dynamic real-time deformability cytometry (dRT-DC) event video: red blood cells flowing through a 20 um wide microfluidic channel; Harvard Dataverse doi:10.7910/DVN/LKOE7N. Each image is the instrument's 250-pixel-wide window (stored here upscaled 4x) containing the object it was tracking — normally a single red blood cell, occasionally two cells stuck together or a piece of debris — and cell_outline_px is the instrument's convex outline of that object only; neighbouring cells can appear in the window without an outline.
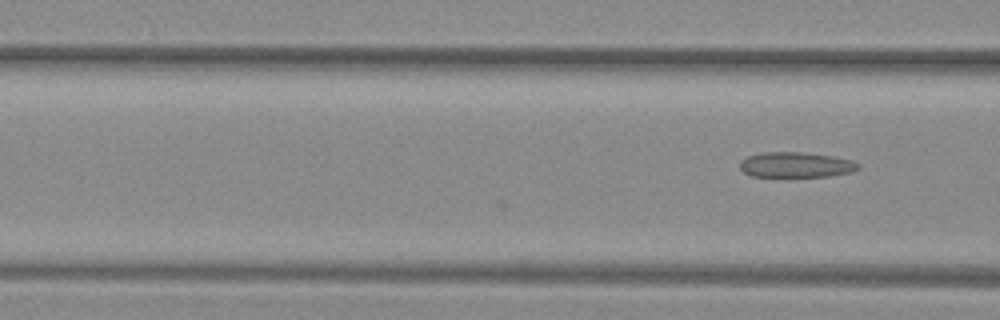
{"species": "common noctule bat (a hibernating species)", "species_latin": "Nyctalus noctula", "temperature_condition": "warm", "stored_images_in_passage": 5, "camera_frame_rate_fps": 3000, "um_per_image_px": 0.085, "animal": {"sex": "female", "body_mass_g": 29.2, "forearm_length_mm": 56.3}, "frame": {"image": 1, "passage_image": 5, "time_ms": 1.333, "image_size_px": [1000, 320], "cell_outline_px": [[860, 168], [852, 172], [828, 176], [752, 176], [744, 172], [740, 168], [740, 160], [748, 156], [760, 152], [804, 152], [832, 156], [852, 160], [860, 164]], "centroid_in_image_um": [67.66, 14.0], "position_along_channel_um": 98.9, "area_um2": 17.46}}